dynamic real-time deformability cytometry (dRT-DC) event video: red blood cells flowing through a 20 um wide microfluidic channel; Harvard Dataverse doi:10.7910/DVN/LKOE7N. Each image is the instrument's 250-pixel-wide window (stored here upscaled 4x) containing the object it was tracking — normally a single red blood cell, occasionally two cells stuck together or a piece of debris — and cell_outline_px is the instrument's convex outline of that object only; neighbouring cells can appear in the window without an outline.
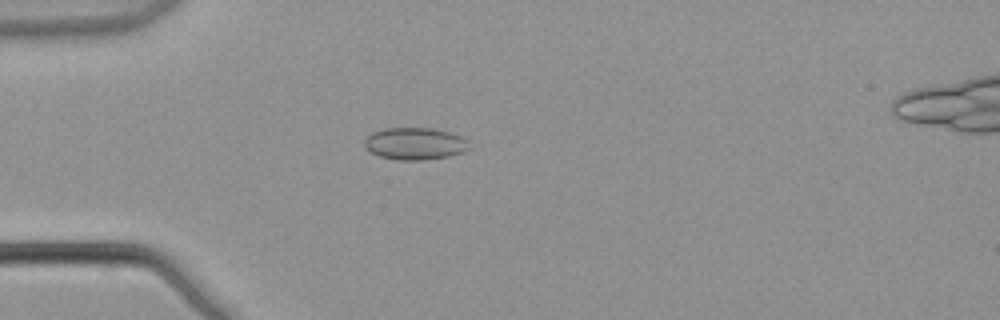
{"species": "common noctule bat (a hibernating species)", "species_latin": "Nyctalus noctula", "temperature_condition": "warm", "stored_images_in_passage": 5, "camera_frame_rate_fps": 3000, "um_per_image_px": 0.085, "animal": {"sex": "male", "body_mass_g": 21.5, "forearm_length_mm": 52.0}, "frame": {"image": 1, "passage_image": 5, "time_ms": 1.333, "image_size_px": [1000, 320], "cell_outline_px": [[468, 148], [460, 152], [448, 156], [424, 160], [396, 160], [380, 156], [372, 152], [364, 144], [364, 140], [372, 132], [384, 128], [432, 128], [448, 132], [460, 136], [464, 140]], "centroid_in_image_um": [35.21, 12.2], "position_along_channel_um": 49.8, "area_um2": 19.19}}